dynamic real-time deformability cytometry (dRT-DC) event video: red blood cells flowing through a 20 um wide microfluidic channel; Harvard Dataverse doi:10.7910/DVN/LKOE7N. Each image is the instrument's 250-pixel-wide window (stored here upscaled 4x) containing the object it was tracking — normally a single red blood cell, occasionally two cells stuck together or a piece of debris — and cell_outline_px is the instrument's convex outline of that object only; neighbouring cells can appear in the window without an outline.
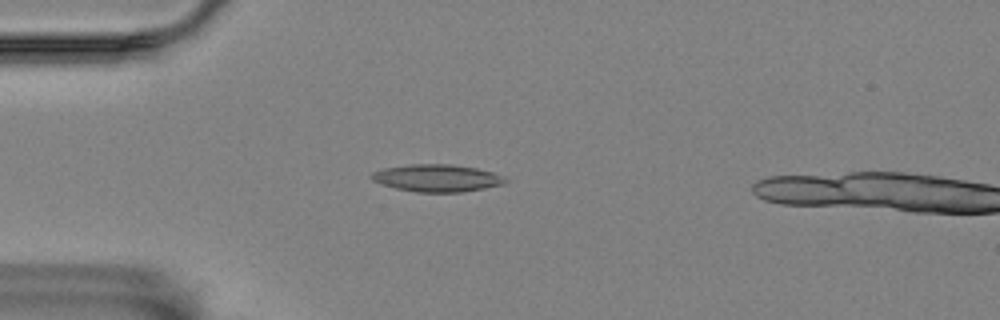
{"species": "Egyptian fruit bat (a non-hibernating species)", "species_latin": "Rousettus aegyptiacus", "temperature_condition": "room temperature", "stored_images_in_passage": 52, "camera_frame_rate_fps": 3000, "um_per_image_px": 0.085, "animal": {"sex": "female"}, "frame": {"image": 1, "passage_image": 10, "time_ms": 3.0, "image_size_px": [1000, 320], "cell_outline_px": [[508, 180], [504, 184], [484, 188], [460, 192], [416, 192], [396, 188], [372, 180], [368, 176], [372, 172], [384, 168], [412, 164], [452, 164], [476, 168], [492, 172], [504, 176]], "centroid_in_image_um": [37.15, 15.13], "position_along_channel_um": 47.9, "area_um2": 21.21}}
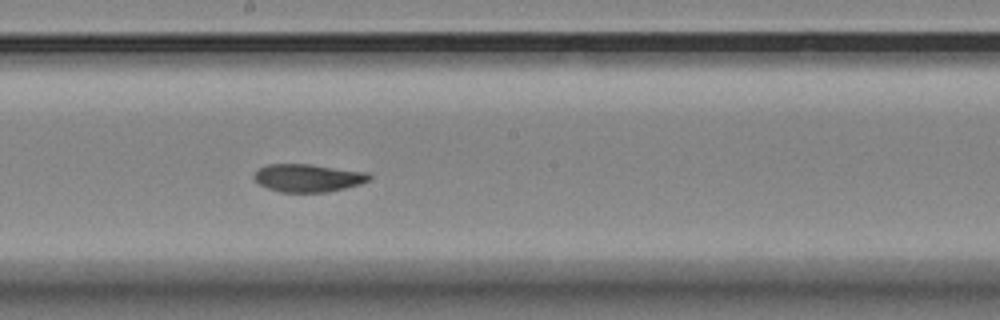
{"frame": {"image": 2, "passage_image": 26, "time_ms": 8.333, "image_size_px": [1000, 320], "cell_outline_px": [[372, 180], [360, 184], [328, 192], [280, 192], [268, 188], [260, 184], [252, 176], [260, 168], [268, 164], [308, 164], [368, 172], [372, 176]], "centroid_in_image_um": [26.22, 15.12], "position_along_channel_um": 222.0, "area_um2": 18.67}}
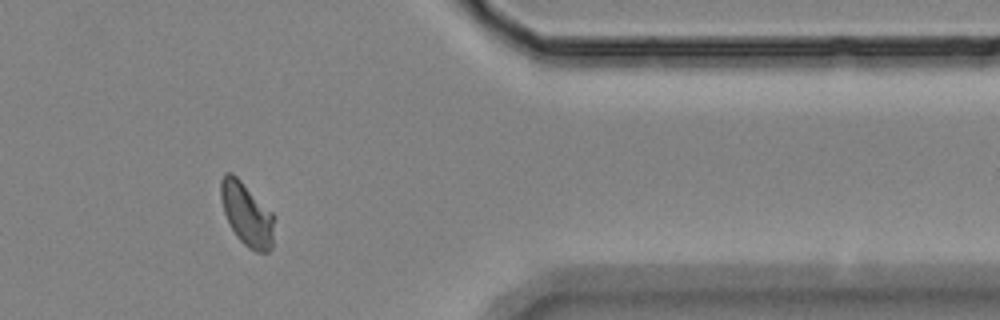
{"frame": {"image": 3, "passage_image": 42, "time_ms": 13.667, "image_size_px": [1000, 320], "cell_outline_px": [[276, 216], [272, 248], [268, 252], [256, 252], [248, 248], [236, 236], [224, 212], [220, 200], [220, 180], [224, 172], [232, 172]], "centroid_in_image_um": [20.99, 18.21], "position_along_channel_um": 390.4, "area_um2": 19.88}, "authors_computed_cell_mechanics": {"area_um2": 19.6809, "velocity_mm_per_s": 3.5121, "shape_relaxation_time_tau1_ms": null, "shape_relaxation_time_tau2_ms": 2.4529, "deformation_change_tau1": null, "deformation_change_tau2": 0.0714}}